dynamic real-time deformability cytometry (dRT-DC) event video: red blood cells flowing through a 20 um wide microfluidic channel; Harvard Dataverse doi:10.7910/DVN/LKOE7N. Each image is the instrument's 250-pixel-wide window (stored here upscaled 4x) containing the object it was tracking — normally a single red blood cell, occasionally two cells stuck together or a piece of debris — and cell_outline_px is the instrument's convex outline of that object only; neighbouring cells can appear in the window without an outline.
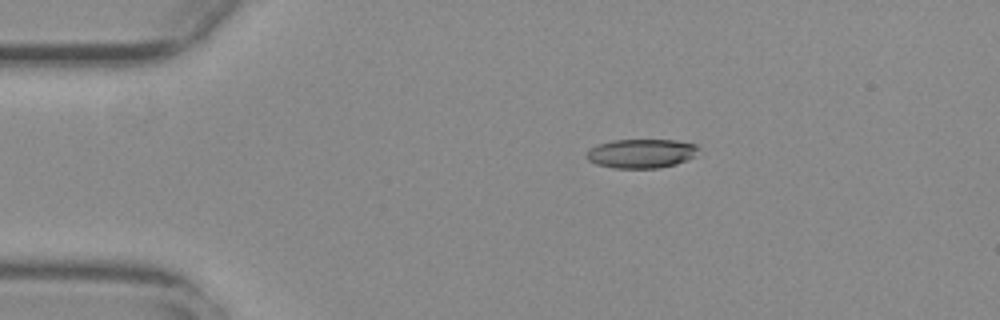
{"species": "common noctule bat (a hibernating species)", "species_latin": "Nyctalus noctula", "temperature_condition": "warm", "stored_images_in_passage": 50, "camera_frame_rate_fps": 3000, "um_per_image_px": 0.085, "animal": {"sex": "female", "body_mass_g": 29.2, "forearm_length_mm": 56.3}, "frame": {"image": 1, "passage_image": 5, "time_ms": 1.333, "image_size_px": [1000, 320], "cell_outline_px": [[700, 148], [696, 156], [676, 164], [660, 168], [612, 168], [596, 164], [588, 160], [584, 156], [592, 148], [600, 144], [612, 140], [676, 140], [696, 144]], "centroid_in_image_um": [54.55, 13.05], "position_along_channel_um": 30.5, "area_um2": 19.07}}
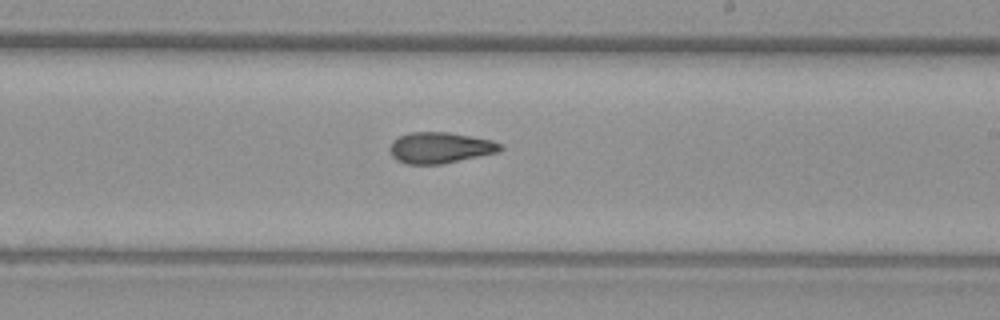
{"frame": {"image": 2, "passage_image": 27, "time_ms": 8.667, "image_size_px": [1000, 320], "cell_outline_px": [[504, 148], [500, 152], [440, 164], [404, 164], [396, 160], [392, 156], [388, 148], [392, 140], [408, 132], [448, 132], [492, 140], [500, 144]], "centroid_in_image_um": [37.37, 12.56], "position_along_channel_um": 251.6, "area_um2": 20.11}}
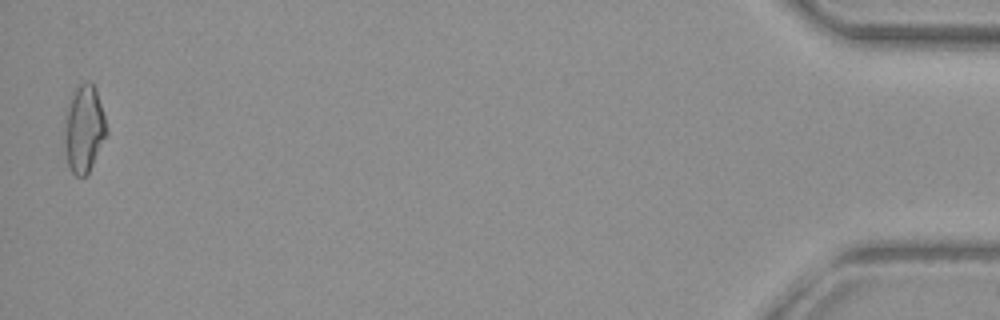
{"frame": {"image": 3, "passage_image": 49, "time_ms": 16.0, "image_size_px": [1000, 320], "cell_outline_px": [[108, 132], [88, 172], [84, 176], [76, 176], [72, 172], [68, 164], [64, 144], [64, 116], [68, 104], [76, 84], [88, 80], [96, 88], [108, 128]], "centroid_in_image_um": [7.12, 10.89], "position_along_channel_um": 428.1, "area_um2": 21.56}, "authors_computed_cell_mechanics": {"area_um2": 20.0566, "velocity_mm_per_s": 3.748, "shape_relaxation_time_tau1_ms": null, "shape_relaxation_time_tau2_ms": 2.0276, "deformation_change_tau1": null, "deformation_change_tau2": 0.0985}}